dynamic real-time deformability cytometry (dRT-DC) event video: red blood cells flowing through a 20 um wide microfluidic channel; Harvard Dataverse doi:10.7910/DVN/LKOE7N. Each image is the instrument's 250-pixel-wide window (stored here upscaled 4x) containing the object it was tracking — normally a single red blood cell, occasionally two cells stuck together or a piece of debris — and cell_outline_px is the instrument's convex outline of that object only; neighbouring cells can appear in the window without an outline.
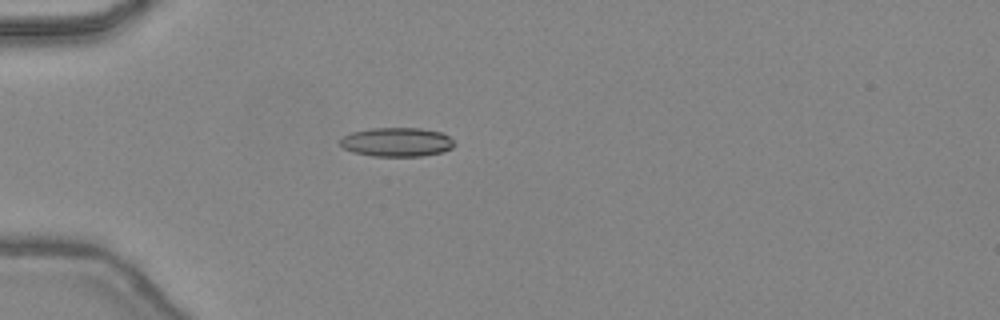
{"species": "common noctule bat (a hibernating species)", "species_latin": "Nyctalus noctula", "temperature_condition": "warm", "stored_images_in_passage": 9, "camera_frame_rate_fps": 3000, "um_per_image_px": 0.085, "animal": {"sex": "female", "body_mass_g": 24.6, "forearm_length_mm": 56.2}, "frame": {"image": 1, "passage_image": 1, "time_ms": 0.0, "image_size_px": [1000, 320], "cell_outline_px": [[456, 144], [452, 148], [444, 152], [424, 156], [372, 156], [352, 152], [344, 148], [340, 144], [340, 140], [344, 136], [352, 132], [368, 128], [420, 128], [440, 132], [448, 136]], "centroid_in_image_um": [33.74, 12.08], "position_along_channel_um": 51.3, "area_um2": 19.42}}
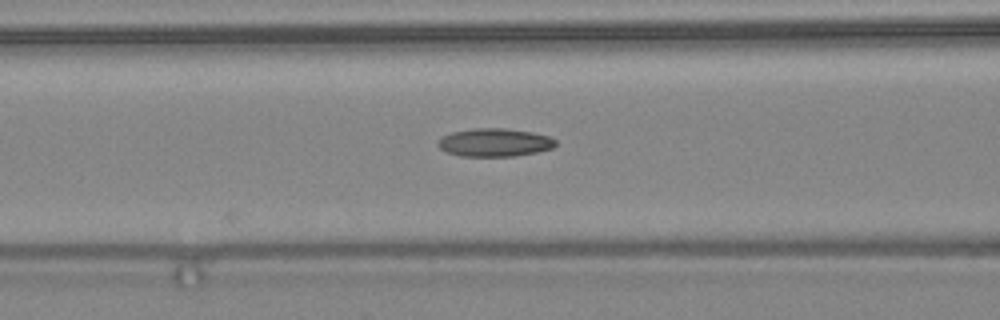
{"frame": {"image": 2, "passage_image": 7, "time_ms": 2.0, "image_size_px": [1000, 320], "cell_outline_px": [[556, 144], [552, 148], [536, 152], [516, 156], [460, 156], [448, 152], [440, 148], [436, 144], [436, 140], [440, 136], [452, 132], [472, 128], [504, 128], [532, 132], [548, 136], [556, 140]], "centroid_in_image_um": [41.99, 12.1], "position_along_channel_um": 124.6, "area_um2": 19.42}}
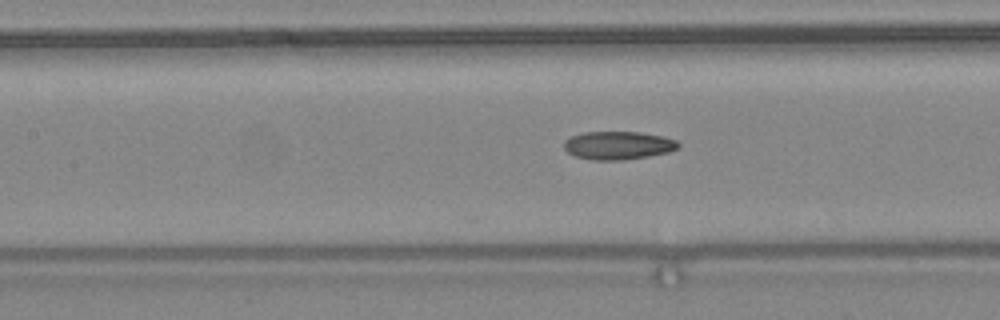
{"frame": {"image": 3, "passage_image": 9, "time_ms": 2.667, "image_size_px": [1000, 320], "cell_outline_px": [[680, 144], [676, 148], [668, 152], [648, 156], [624, 160], [592, 160], [576, 156], [568, 152], [564, 148], [564, 140], [572, 136], [584, 132], [640, 132], [664, 136], [676, 140]], "centroid_in_image_um": [52.54, 12.35], "position_along_channel_um": 154.9, "area_um2": 18.73}}